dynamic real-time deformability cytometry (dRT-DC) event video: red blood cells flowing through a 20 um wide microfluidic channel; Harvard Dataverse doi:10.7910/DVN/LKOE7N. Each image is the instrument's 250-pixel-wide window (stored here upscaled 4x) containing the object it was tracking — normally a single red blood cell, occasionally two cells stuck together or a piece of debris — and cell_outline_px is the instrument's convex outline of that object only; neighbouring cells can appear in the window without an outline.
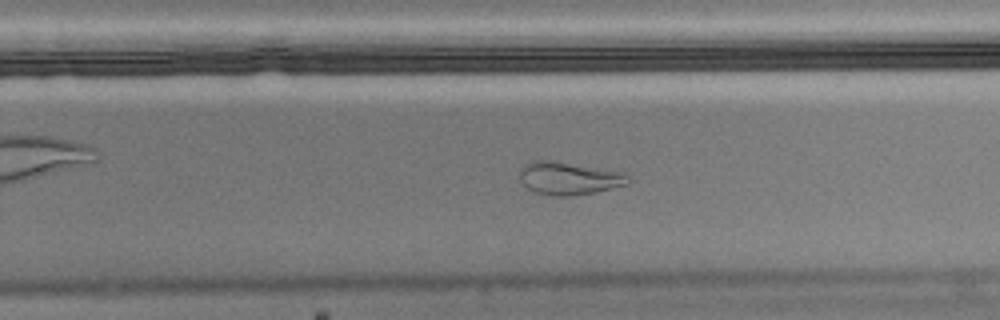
{"species": "Egyptian fruit bat (a non-hibernating species)", "species_latin": "Rousettus aegyptiacus", "temperature_condition": "cold", "stored_images_in_passage": 53, "camera_frame_rate_fps": 3000, "um_per_image_px": 0.085, "animal": {"sex": "male"}, "frame": {"image": 1, "passage_image": 31, "time_ms": 10.0, "image_size_px": [1000, 320], "cell_outline_px": [[632, 180], [628, 184], [596, 192], [572, 196], [552, 196], [536, 192], [528, 188], [524, 184], [520, 176], [520, 172], [524, 164], [532, 160], [548, 160], [624, 172]], "centroid_in_image_um": [48.39, 15.16], "position_along_channel_um": 281.4, "area_um2": 20.63}}